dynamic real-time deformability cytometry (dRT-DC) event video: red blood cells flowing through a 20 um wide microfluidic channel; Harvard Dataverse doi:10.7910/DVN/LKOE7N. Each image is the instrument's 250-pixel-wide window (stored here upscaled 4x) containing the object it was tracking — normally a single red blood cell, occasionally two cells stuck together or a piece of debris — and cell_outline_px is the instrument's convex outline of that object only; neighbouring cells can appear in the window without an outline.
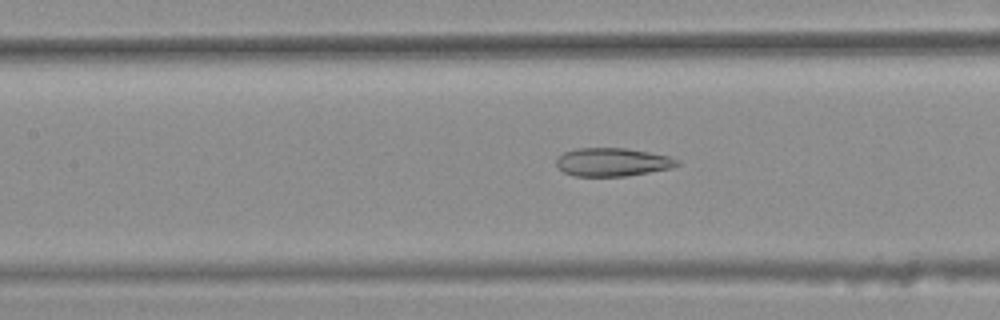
{"species": "common noctule bat (a hibernating species)", "species_latin": "Nyctalus noctula", "temperature_condition": "warm", "stored_images_in_passage": 26, "camera_frame_rate_fps": 3000, "um_per_image_px": 0.085, "animal": {"sex": "female", "body_mass_g": 25.1}, "frame": {"image": 1, "passage_image": 9, "time_ms": 2.667, "image_size_px": [1000, 320], "cell_outline_px": [[680, 164], [672, 168], [624, 176], [576, 176], [564, 172], [556, 164], [556, 160], [564, 152], [576, 148], [624, 148], [648, 152], [668, 156], [680, 160]], "centroid_in_image_um": [52.07, 13.77], "position_along_channel_um": 155.3, "area_um2": 19.77}}
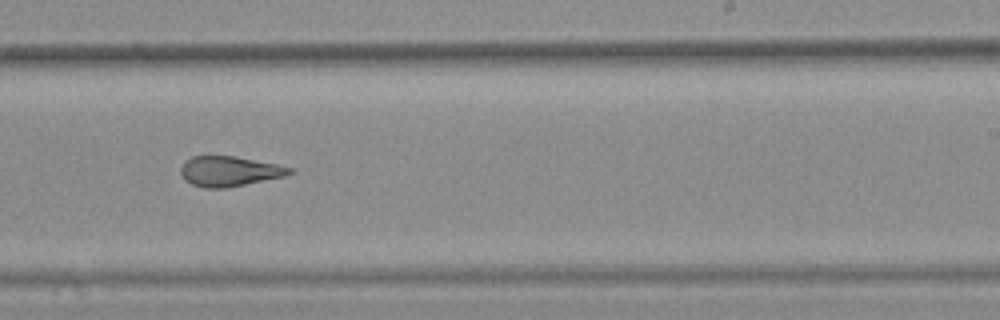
{"frame": {"image": 2, "passage_image": 18, "time_ms": 5.667, "image_size_px": [1000, 320], "cell_outline_px": [[296, 168], [288, 176], [224, 188], [204, 188], [192, 184], [184, 180], [180, 172], [180, 168], [184, 160], [192, 156], [236, 156]], "centroid_in_image_um": [19.5, 14.55], "position_along_channel_um": 269.5, "area_um2": 19.31}}
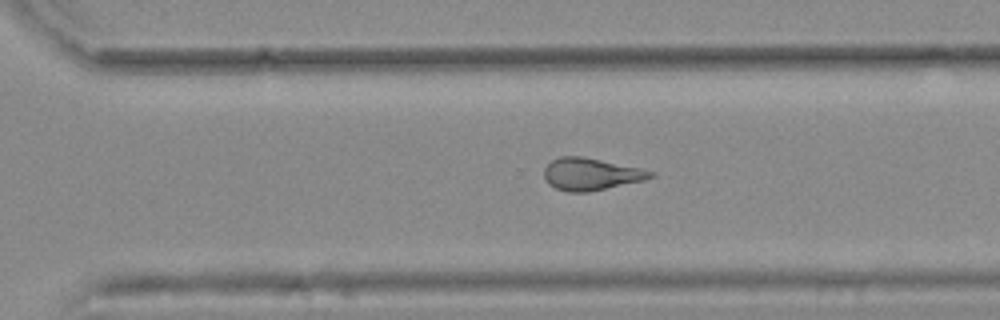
{"frame": {"image": 3, "passage_image": 22, "time_ms": 7.0, "image_size_px": [1000, 320], "cell_outline_px": [[656, 176], [644, 180], [588, 192], [568, 192], [556, 188], [548, 184], [544, 176], [544, 168], [552, 160], [560, 156], [580, 156], [640, 168], [656, 172]], "centroid_in_image_um": [50.23, 14.8], "position_along_channel_um": 320.4, "area_um2": 19.83}, "authors_computed_cell_mechanics": {"area_um2": 19.7965, "velocity_mm_per_s": 3.8142, "shape_relaxation_time_tau1_ms": null, "shape_relaxation_time_tau2_ms": 1.7087, "deformation_change_tau1": null, "deformation_change_tau2": 0.1116}}